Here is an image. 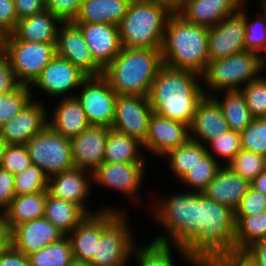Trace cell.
<instances>
[{"instance_id": "40", "label": "cell", "mask_w": 266, "mask_h": 266, "mask_svg": "<svg viewBox=\"0 0 266 266\" xmlns=\"http://www.w3.org/2000/svg\"><path fill=\"white\" fill-rule=\"evenodd\" d=\"M227 166L243 179L252 182L261 172L266 171L265 156L241 149Z\"/></svg>"}, {"instance_id": "47", "label": "cell", "mask_w": 266, "mask_h": 266, "mask_svg": "<svg viewBox=\"0 0 266 266\" xmlns=\"http://www.w3.org/2000/svg\"><path fill=\"white\" fill-rule=\"evenodd\" d=\"M266 210V196L251 187L241 199L239 206L234 211L235 224L242 218L256 215Z\"/></svg>"}, {"instance_id": "7", "label": "cell", "mask_w": 266, "mask_h": 266, "mask_svg": "<svg viewBox=\"0 0 266 266\" xmlns=\"http://www.w3.org/2000/svg\"><path fill=\"white\" fill-rule=\"evenodd\" d=\"M265 72L261 55L244 50L234 55L209 60L202 75L204 95L240 90Z\"/></svg>"}, {"instance_id": "41", "label": "cell", "mask_w": 266, "mask_h": 266, "mask_svg": "<svg viewBox=\"0 0 266 266\" xmlns=\"http://www.w3.org/2000/svg\"><path fill=\"white\" fill-rule=\"evenodd\" d=\"M207 153L226 166L241 150V136L239 132L229 130L225 134L216 136L206 145Z\"/></svg>"}, {"instance_id": "2", "label": "cell", "mask_w": 266, "mask_h": 266, "mask_svg": "<svg viewBox=\"0 0 266 266\" xmlns=\"http://www.w3.org/2000/svg\"><path fill=\"white\" fill-rule=\"evenodd\" d=\"M178 191L179 189L177 193L172 191V194L165 192L164 195L163 191L162 194L148 192L152 193L149 194L148 201L152 200L147 202L149 205L146 203L145 212L148 214L151 212L149 216L154 220V224L158 225L156 227L161 228L159 233L163 232L156 234L152 240L184 246L198 231L199 193Z\"/></svg>"}, {"instance_id": "25", "label": "cell", "mask_w": 266, "mask_h": 266, "mask_svg": "<svg viewBox=\"0 0 266 266\" xmlns=\"http://www.w3.org/2000/svg\"><path fill=\"white\" fill-rule=\"evenodd\" d=\"M47 108V125L65 138H73L90 126L85 111L76 97L54 100ZM52 108V110H51ZM52 111V112H50ZM50 112V113H48Z\"/></svg>"}, {"instance_id": "58", "label": "cell", "mask_w": 266, "mask_h": 266, "mask_svg": "<svg viewBox=\"0 0 266 266\" xmlns=\"http://www.w3.org/2000/svg\"><path fill=\"white\" fill-rule=\"evenodd\" d=\"M166 6L171 12H177L185 0H145Z\"/></svg>"}, {"instance_id": "43", "label": "cell", "mask_w": 266, "mask_h": 266, "mask_svg": "<svg viewBox=\"0 0 266 266\" xmlns=\"http://www.w3.org/2000/svg\"><path fill=\"white\" fill-rule=\"evenodd\" d=\"M16 196L47 191L48 177L36 165H31L25 171L14 175Z\"/></svg>"}, {"instance_id": "4", "label": "cell", "mask_w": 266, "mask_h": 266, "mask_svg": "<svg viewBox=\"0 0 266 266\" xmlns=\"http://www.w3.org/2000/svg\"><path fill=\"white\" fill-rule=\"evenodd\" d=\"M163 65L161 49L122 47L102 76L117 95L148 97Z\"/></svg>"}, {"instance_id": "19", "label": "cell", "mask_w": 266, "mask_h": 266, "mask_svg": "<svg viewBox=\"0 0 266 266\" xmlns=\"http://www.w3.org/2000/svg\"><path fill=\"white\" fill-rule=\"evenodd\" d=\"M56 55L71 62L87 77L103 75V69L94 61L80 28L73 22L60 25Z\"/></svg>"}, {"instance_id": "62", "label": "cell", "mask_w": 266, "mask_h": 266, "mask_svg": "<svg viewBox=\"0 0 266 266\" xmlns=\"http://www.w3.org/2000/svg\"><path fill=\"white\" fill-rule=\"evenodd\" d=\"M4 53V36L0 34V55Z\"/></svg>"}, {"instance_id": "24", "label": "cell", "mask_w": 266, "mask_h": 266, "mask_svg": "<svg viewBox=\"0 0 266 266\" xmlns=\"http://www.w3.org/2000/svg\"><path fill=\"white\" fill-rule=\"evenodd\" d=\"M189 129L190 139L204 146L230 130L219 104L207 95L199 101Z\"/></svg>"}, {"instance_id": "17", "label": "cell", "mask_w": 266, "mask_h": 266, "mask_svg": "<svg viewBox=\"0 0 266 266\" xmlns=\"http://www.w3.org/2000/svg\"><path fill=\"white\" fill-rule=\"evenodd\" d=\"M244 7L208 27L209 60L225 58L245 50Z\"/></svg>"}, {"instance_id": "20", "label": "cell", "mask_w": 266, "mask_h": 266, "mask_svg": "<svg viewBox=\"0 0 266 266\" xmlns=\"http://www.w3.org/2000/svg\"><path fill=\"white\" fill-rule=\"evenodd\" d=\"M46 103L32 99L18 114L0 126L7 144H26L47 125Z\"/></svg>"}, {"instance_id": "6", "label": "cell", "mask_w": 266, "mask_h": 266, "mask_svg": "<svg viewBox=\"0 0 266 266\" xmlns=\"http://www.w3.org/2000/svg\"><path fill=\"white\" fill-rule=\"evenodd\" d=\"M172 13L161 4L132 0L117 25L121 47L161 49L165 26Z\"/></svg>"}, {"instance_id": "60", "label": "cell", "mask_w": 266, "mask_h": 266, "mask_svg": "<svg viewBox=\"0 0 266 266\" xmlns=\"http://www.w3.org/2000/svg\"><path fill=\"white\" fill-rule=\"evenodd\" d=\"M7 146H8V144H7L5 138L1 135V132H0V163H1L3 155L5 154Z\"/></svg>"}, {"instance_id": "36", "label": "cell", "mask_w": 266, "mask_h": 266, "mask_svg": "<svg viewBox=\"0 0 266 266\" xmlns=\"http://www.w3.org/2000/svg\"><path fill=\"white\" fill-rule=\"evenodd\" d=\"M222 166L217 159L206 153L178 183L185 191L202 193Z\"/></svg>"}, {"instance_id": "57", "label": "cell", "mask_w": 266, "mask_h": 266, "mask_svg": "<svg viewBox=\"0 0 266 266\" xmlns=\"http://www.w3.org/2000/svg\"><path fill=\"white\" fill-rule=\"evenodd\" d=\"M250 187L266 196V171L261 172L252 182Z\"/></svg>"}, {"instance_id": "27", "label": "cell", "mask_w": 266, "mask_h": 266, "mask_svg": "<svg viewBox=\"0 0 266 266\" xmlns=\"http://www.w3.org/2000/svg\"><path fill=\"white\" fill-rule=\"evenodd\" d=\"M174 253L176 255H173ZM177 254L180 260L183 259L184 264L187 263L188 266L189 264L191 266L200 265L183 246L169 245L154 240L143 242L142 245L137 243L130 262L133 265L137 263L136 266H177L175 258Z\"/></svg>"}, {"instance_id": "33", "label": "cell", "mask_w": 266, "mask_h": 266, "mask_svg": "<svg viewBox=\"0 0 266 266\" xmlns=\"http://www.w3.org/2000/svg\"><path fill=\"white\" fill-rule=\"evenodd\" d=\"M46 191L15 196L9 207L3 212L11 229L15 226L44 217Z\"/></svg>"}, {"instance_id": "28", "label": "cell", "mask_w": 266, "mask_h": 266, "mask_svg": "<svg viewBox=\"0 0 266 266\" xmlns=\"http://www.w3.org/2000/svg\"><path fill=\"white\" fill-rule=\"evenodd\" d=\"M238 9L233 0H185L176 13L187 22L210 27Z\"/></svg>"}, {"instance_id": "10", "label": "cell", "mask_w": 266, "mask_h": 266, "mask_svg": "<svg viewBox=\"0 0 266 266\" xmlns=\"http://www.w3.org/2000/svg\"><path fill=\"white\" fill-rule=\"evenodd\" d=\"M32 164L49 178L74 168L71 141L53 131L48 125L26 144Z\"/></svg>"}, {"instance_id": "50", "label": "cell", "mask_w": 266, "mask_h": 266, "mask_svg": "<svg viewBox=\"0 0 266 266\" xmlns=\"http://www.w3.org/2000/svg\"><path fill=\"white\" fill-rule=\"evenodd\" d=\"M18 22L13 0H0V34L4 37L13 33Z\"/></svg>"}, {"instance_id": "11", "label": "cell", "mask_w": 266, "mask_h": 266, "mask_svg": "<svg viewBox=\"0 0 266 266\" xmlns=\"http://www.w3.org/2000/svg\"><path fill=\"white\" fill-rule=\"evenodd\" d=\"M86 78L87 76L71 62L55 55L30 87L32 98L45 103L51 97L52 101L56 100V98L75 97L76 92ZM39 92L40 95L38 94ZM41 95L45 98L47 97L46 101L40 98Z\"/></svg>"}, {"instance_id": "35", "label": "cell", "mask_w": 266, "mask_h": 266, "mask_svg": "<svg viewBox=\"0 0 266 266\" xmlns=\"http://www.w3.org/2000/svg\"><path fill=\"white\" fill-rule=\"evenodd\" d=\"M207 153L206 146L190 139L170 150L160 161L166 159L171 175L179 181Z\"/></svg>"}, {"instance_id": "46", "label": "cell", "mask_w": 266, "mask_h": 266, "mask_svg": "<svg viewBox=\"0 0 266 266\" xmlns=\"http://www.w3.org/2000/svg\"><path fill=\"white\" fill-rule=\"evenodd\" d=\"M32 165L28 149L25 144H9L2 157L0 167L16 175Z\"/></svg>"}, {"instance_id": "54", "label": "cell", "mask_w": 266, "mask_h": 266, "mask_svg": "<svg viewBox=\"0 0 266 266\" xmlns=\"http://www.w3.org/2000/svg\"><path fill=\"white\" fill-rule=\"evenodd\" d=\"M242 252L257 266H266V238L251 243Z\"/></svg>"}, {"instance_id": "18", "label": "cell", "mask_w": 266, "mask_h": 266, "mask_svg": "<svg viewBox=\"0 0 266 266\" xmlns=\"http://www.w3.org/2000/svg\"><path fill=\"white\" fill-rule=\"evenodd\" d=\"M188 140L190 129L187 124L153 112L149 119L148 134L142 145L146 156L150 153L154 158H162Z\"/></svg>"}, {"instance_id": "61", "label": "cell", "mask_w": 266, "mask_h": 266, "mask_svg": "<svg viewBox=\"0 0 266 266\" xmlns=\"http://www.w3.org/2000/svg\"><path fill=\"white\" fill-rule=\"evenodd\" d=\"M67 266H90L89 262L78 261L73 259Z\"/></svg>"}, {"instance_id": "26", "label": "cell", "mask_w": 266, "mask_h": 266, "mask_svg": "<svg viewBox=\"0 0 266 266\" xmlns=\"http://www.w3.org/2000/svg\"><path fill=\"white\" fill-rule=\"evenodd\" d=\"M250 188V182L234 173L227 165L222 166L202 194L214 202L235 211Z\"/></svg>"}, {"instance_id": "39", "label": "cell", "mask_w": 266, "mask_h": 266, "mask_svg": "<svg viewBox=\"0 0 266 266\" xmlns=\"http://www.w3.org/2000/svg\"><path fill=\"white\" fill-rule=\"evenodd\" d=\"M266 238V210L242 217L235 224L234 251H243L251 243Z\"/></svg>"}, {"instance_id": "44", "label": "cell", "mask_w": 266, "mask_h": 266, "mask_svg": "<svg viewBox=\"0 0 266 266\" xmlns=\"http://www.w3.org/2000/svg\"><path fill=\"white\" fill-rule=\"evenodd\" d=\"M32 99L31 89L25 85L4 94L0 100V126L18 114Z\"/></svg>"}, {"instance_id": "15", "label": "cell", "mask_w": 266, "mask_h": 266, "mask_svg": "<svg viewBox=\"0 0 266 266\" xmlns=\"http://www.w3.org/2000/svg\"><path fill=\"white\" fill-rule=\"evenodd\" d=\"M153 110L147 96L117 95L112 129L144 143Z\"/></svg>"}, {"instance_id": "48", "label": "cell", "mask_w": 266, "mask_h": 266, "mask_svg": "<svg viewBox=\"0 0 266 266\" xmlns=\"http://www.w3.org/2000/svg\"><path fill=\"white\" fill-rule=\"evenodd\" d=\"M199 266H257L242 251H229L206 258L200 262Z\"/></svg>"}, {"instance_id": "1", "label": "cell", "mask_w": 266, "mask_h": 266, "mask_svg": "<svg viewBox=\"0 0 266 266\" xmlns=\"http://www.w3.org/2000/svg\"><path fill=\"white\" fill-rule=\"evenodd\" d=\"M203 97L202 76L166 65L157 73L148 96L153 112L188 126Z\"/></svg>"}, {"instance_id": "37", "label": "cell", "mask_w": 266, "mask_h": 266, "mask_svg": "<svg viewBox=\"0 0 266 266\" xmlns=\"http://www.w3.org/2000/svg\"><path fill=\"white\" fill-rule=\"evenodd\" d=\"M258 10L252 18L246 10L249 7H244V20H245V50L251 51L261 55L266 54V4L258 6ZM251 18V19H250ZM252 20V21H251Z\"/></svg>"}, {"instance_id": "64", "label": "cell", "mask_w": 266, "mask_h": 266, "mask_svg": "<svg viewBox=\"0 0 266 266\" xmlns=\"http://www.w3.org/2000/svg\"><path fill=\"white\" fill-rule=\"evenodd\" d=\"M115 266H132V264H129V265H115Z\"/></svg>"}, {"instance_id": "45", "label": "cell", "mask_w": 266, "mask_h": 266, "mask_svg": "<svg viewBox=\"0 0 266 266\" xmlns=\"http://www.w3.org/2000/svg\"><path fill=\"white\" fill-rule=\"evenodd\" d=\"M241 149L266 155V118L254 119L241 133Z\"/></svg>"}, {"instance_id": "34", "label": "cell", "mask_w": 266, "mask_h": 266, "mask_svg": "<svg viewBox=\"0 0 266 266\" xmlns=\"http://www.w3.org/2000/svg\"><path fill=\"white\" fill-rule=\"evenodd\" d=\"M87 214L71 202L52 197L46 191L44 218L67 236Z\"/></svg>"}, {"instance_id": "14", "label": "cell", "mask_w": 266, "mask_h": 266, "mask_svg": "<svg viewBox=\"0 0 266 266\" xmlns=\"http://www.w3.org/2000/svg\"><path fill=\"white\" fill-rule=\"evenodd\" d=\"M90 126L111 128L117 94L103 76L87 77L76 92Z\"/></svg>"}, {"instance_id": "42", "label": "cell", "mask_w": 266, "mask_h": 266, "mask_svg": "<svg viewBox=\"0 0 266 266\" xmlns=\"http://www.w3.org/2000/svg\"><path fill=\"white\" fill-rule=\"evenodd\" d=\"M254 119L266 118V73L240 89Z\"/></svg>"}, {"instance_id": "59", "label": "cell", "mask_w": 266, "mask_h": 266, "mask_svg": "<svg viewBox=\"0 0 266 266\" xmlns=\"http://www.w3.org/2000/svg\"><path fill=\"white\" fill-rule=\"evenodd\" d=\"M236 4H237V6L239 7V8H241V7H246V6H248L249 4V2H251V0L249 1V0H233ZM253 1H255L256 2V0H253ZM259 6L260 5H263V4H266V2L264 1V0H258L257 2H256ZM247 4V5H246Z\"/></svg>"}, {"instance_id": "8", "label": "cell", "mask_w": 266, "mask_h": 266, "mask_svg": "<svg viewBox=\"0 0 266 266\" xmlns=\"http://www.w3.org/2000/svg\"><path fill=\"white\" fill-rule=\"evenodd\" d=\"M4 54L19 83L31 87L56 55V44L20 41L10 34L4 37Z\"/></svg>"}, {"instance_id": "3", "label": "cell", "mask_w": 266, "mask_h": 266, "mask_svg": "<svg viewBox=\"0 0 266 266\" xmlns=\"http://www.w3.org/2000/svg\"><path fill=\"white\" fill-rule=\"evenodd\" d=\"M161 54L164 65L202 76L209 62L208 27L172 13L165 26Z\"/></svg>"}, {"instance_id": "53", "label": "cell", "mask_w": 266, "mask_h": 266, "mask_svg": "<svg viewBox=\"0 0 266 266\" xmlns=\"http://www.w3.org/2000/svg\"><path fill=\"white\" fill-rule=\"evenodd\" d=\"M18 20L30 17L46 9V0H13Z\"/></svg>"}, {"instance_id": "21", "label": "cell", "mask_w": 266, "mask_h": 266, "mask_svg": "<svg viewBox=\"0 0 266 266\" xmlns=\"http://www.w3.org/2000/svg\"><path fill=\"white\" fill-rule=\"evenodd\" d=\"M110 128L89 126L70 139L72 161L75 168L94 172L102 163Z\"/></svg>"}, {"instance_id": "12", "label": "cell", "mask_w": 266, "mask_h": 266, "mask_svg": "<svg viewBox=\"0 0 266 266\" xmlns=\"http://www.w3.org/2000/svg\"><path fill=\"white\" fill-rule=\"evenodd\" d=\"M93 186V173L84 169L72 168L48 178L47 192L54 198L65 200L78 205L87 215L97 213L101 210H112L120 213H128L129 209L119 206L101 204L96 210L89 208V197ZM125 208V209H124Z\"/></svg>"}, {"instance_id": "5", "label": "cell", "mask_w": 266, "mask_h": 266, "mask_svg": "<svg viewBox=\"0 0 266 266\" xmlns=\"http://www.w3.org/2000/svg\"><path fill=\"white\" fill-rule=\"evenodd\" d=\"M199 229L183 246L199 263L209 257L234 251V211L199 193Z\"/></svg>"}, {"instance_id": "65", "label": "cell", "mask_w": 266, "mask_h": 266, "mask_svg": "<svg viewBox=\"0 0 266 266\" xmlns=\"http://www.w3.org/2000/svg\"><path fill=\"white\" fill-rule=\"evenodd\" d=\"M3 96H4V94H0V100H2Z\"/></svg>"}, {"instance_id": "29", "label": "cell", "mask_w": 266, "mask_h": 266, "mask_svg": "<svg viewBox=\"0 0 266 266\" xmlns=\"http://www.w3.org/2000/svg\"><path fill=\"white\" fill-rule=\"evenodd\" d=\"M63 22L45 9L18 20L13 35L20 41L57 44L58 29Z\"/></svg>"}, {"instance_id": "22", "label": "cell", "mask_w": 266, "mask_h": 266, "mask_svg": "<svg viewBox=\"0 0 266 266\" xmlns=\"http://www.w3.org/2000/svg\"><path fill=\"white\" fill-rule=\"evenodd\" d=\"M81 30L94 61L104 70L119 54L118 26L106 23H75Z\"/></svg>"}, {"instance_id": "56", "label": "cell", "mask_w": 266, "mask_h": 266, "mask_svg": "<svg viewBox=\"0 0 266 266\" xmlns=\"http://www.w3.org/2000/svg\"><path fill=\"white\" fill-rule=\"evenodd\" d=\"M12 247V229L3 213H0V255Z\"/></svg>"}, {"instance_id": "13", "label": "cell", "mask_w": 266, "mask_h": 266, "mask_svg": "<svg viewBox=\"0 0 266 266\" xmlns=\"http://www.w3.org/2000/svg\"><path fill=\"white\" fill-rule=\"evenodd\" d=\"M129 218V213H121L102 232L96 256H93L89 263L90 266H115L131 263V255L138 242H136V229L130 225Z\"/></svg>"}, {"instance_id": "51", "label": "cell", "mask_w": 266, "mask_h": 266, "mask_svg": "<svg viewBox=\"0 0 266 266\" xmlns=\"http://www.w3.org/2000/svg\"><path fill=\"white\" fill-rule=\"evenodd\" d=\"M20 86L8 57L3 53L0 55V94L10 93Z\"/></svg>"}, {"instance_id": "55", "label": "cell", "mask_w": 266, "mask_h": 266, "mask_svg": "<svg viewBox=\"0 0 266 266\" xmlns=\"http://www.w3.org/2000/svg\"><path fill=\"white\" fill-rule=\"evenodd\" d=\"M0 266H30L28 256L11 247L0 255Z\"/></svg>"}, {"instance_id": "23", "label": "cell", "mask_w": 266, "mask_h": 266, "mask_svg": "<svg viewBox=\"0 0 266 266\" xmlns=\"http://www.w3.org/2000/svg\"><path fill=\"white\" fill-rule=\"evenodd\" d=\"M65 235L46 218L23 222L12 229V247L29 256Z\"/></svg>"}, {"instance_id": "9", "label": "cell", "mask_w": 266, "mask_h": 266, "mask_svg": "<svg viewBox=\"0 0 266 266\" xmlns=\"http://www.w3.org/2000/svg\"><path fill=\"white\" fill-rule=\"evenodd\" d=\"M147 163H108L103 162L93 172V185L97 188H104L108 192H118L133 202V206L143 204V198L140 196L144 178L149 172ZM147 172V173H146ZM121 193V194H120ZM137 200V201H136ZM140 200V201H139ZM139 203V204H138Z\"/></svg>"}, {"instance_id": "52", "label": "cell", "mask_w": 266, "mask_h": 266, "mask_svg": "<svg viewBox=\"0 0 266 266\" xmlns=\"http://www.w3.org/2000/svg\"><path fill=\"white\" fill-rule=\"evenodd\" d=\"M14 174L0 167V213H3L15 198Z\"/></svg>"}, {"instance_id": "32", "label": "cell", "mask_w": 266, "mask_h": 266, "mask_svg": "<svg viewBox=\"0 0 266 266\" xmlns=\"http://www.w3.org/2000/svg\"><path fill=\"white\" fill-rule=\"evenodd\" d=\"M212 97L219 104L230 130L241 133L254 120L241 90L221 91Z\"/></svg>"}, {"instance_id": "30", "label": "cell", "mask_w": 266, "mask_h": 266, "mask_svg": "<svg viewBox=\"0 0 266 266\" xmlns=\"http://www.w3.org/2000/svg\"><path fill=\"white\" fill-rule=\"evenodd\" d=\"M132 0H86L81 3L73 23H106L118 25Z\"/></svg>"}, {"instance_id": "63", "label": "cell", "mask_w": 266, "mask_h": 266, "mask_svg": "<svg viewBox=\"0 0 266 266\" xmlns=\"http://www.w3.org/2000/svg\"><path fill=\"white\" fill-rule=\"evenodd\" d=\"M262 58H263V66L266 72V54Z\"/></svg>"}, {"instance_id": "16", "label": "cell", "mask_w": 266, "mask_h": 266, "mask_svg": "<svg viewBox=\"0 0 266 266\" xmlns=\"http://www.w3.org/2000/svg\"><path fill=\"white\" fill-rule=\"evenodd\" d=\"M120 212L101 210L87 215L67 236L70 239L73 258L91 262L102 232L120 215Z\"/></svg>"}, {"instance_id": "49", "label": "cell", "mask_w": 266, "mask_h": 266, "mask_svg": "<svg viewBox=\"0 0 266 266\" xmlns=\"http://www.w3.org/2000/svg\"><path fill=\"white\" fill-rule=\"evenodd\" d=\"M80 5L79 0H46V9L62 22H73Z\"/></svg>"}, {"instance_id": "38", "label": "cell", "mask_w": 266, "mask_h": 266, "mask_svg": "<svg viewBox=\"0 0 266 266\" xmlns=\"http://www.w3.org/2000/svg\"><path fill=\"white\" fill-rule=\"evenodd\" d=\"M30 266H67L74 258L71 242L64 236L28 256Z\"/></svg>"}, {"instance_id": "31", "label": "cell", "mask_w": 266, "mask_h": 266, "mask_svg": "<svg viewBox=\"0 0 266 266\" xmlns=\"http://www.w3.org/2000/svg\"><path fill=\"white\" fill-rule=\"evenodd\" d=\"M141 142L112 128L108 131L103 162L108 163H147Z\"/></svg>"}]
</instances>
